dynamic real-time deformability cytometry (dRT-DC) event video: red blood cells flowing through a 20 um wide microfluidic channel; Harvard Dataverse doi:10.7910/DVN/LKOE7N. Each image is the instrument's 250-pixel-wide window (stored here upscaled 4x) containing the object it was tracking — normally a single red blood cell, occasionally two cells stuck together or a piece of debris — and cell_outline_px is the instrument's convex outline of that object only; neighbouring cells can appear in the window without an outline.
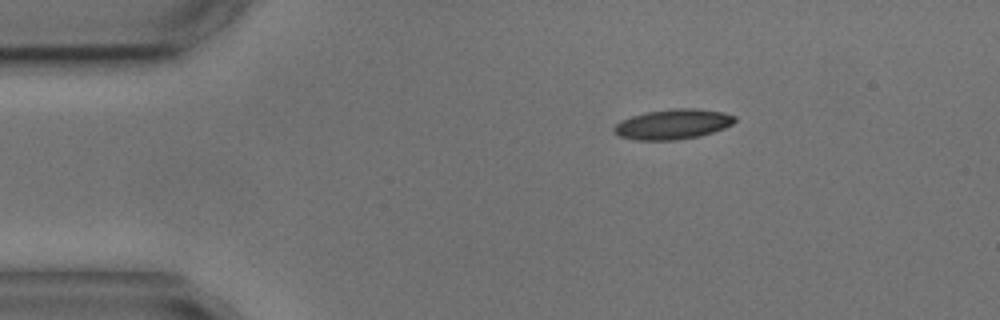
{"species": "common noctule bat (a hibernating species)", "species_latin": "Nyctalus noctula", "temperature_condition": "cold", "stored_images_in_passage": 5, "camera_frame_rate_fps": 3000, "um_per_image_px": 0.085, "animal": {"sex": "male", "body_mass_g": 17.9, "forearm_length_mm": 54.2}, "frame": {"image": 1, "passage_image": 1, "time_ms": 0.0, "image_size_px": [1000, 320], "cell_outline_px": [[736, 120], [732, 124], [724, 128], [700, 136], [676, 140], [636, 140], [620, 136], [612, 132], [612, 128], [620, 120], [632, 116], [648, 112], [672, 108], [696, 108], [720, 112], [736, 116]], "centroid_in_image_um": [57.17, 10.56], "position_along_channel_um": 27.8, "area_um2": 21.15}}
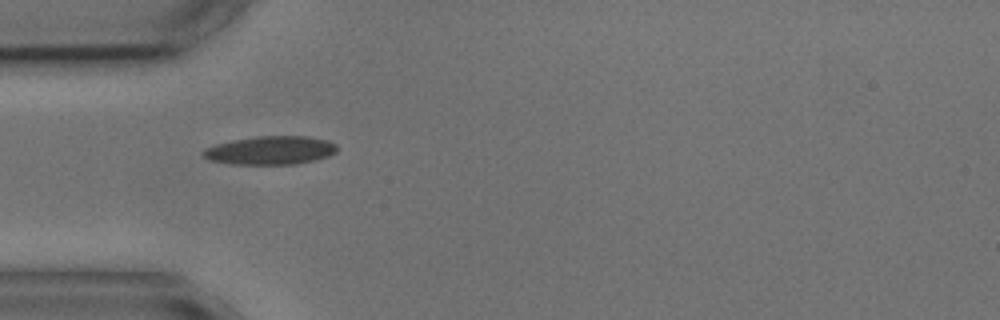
{"frame": {"image": 2, "passage_image": 3, "time_ms": 2.333, "image_size_px": [1000, 320], "cell_outline_px": [[336, 152], [328, 156], [296, 164], [232, 164], [208, 160], [200, 152], [204, 148], [216, 144], [232, 140], [256, 136], [308, 136], [328, 140], [336, 144]], "centroid_in_image_um": [22.95, 12.77], "position_along_channel_um": 62.0, "area_um2": 22.25}}